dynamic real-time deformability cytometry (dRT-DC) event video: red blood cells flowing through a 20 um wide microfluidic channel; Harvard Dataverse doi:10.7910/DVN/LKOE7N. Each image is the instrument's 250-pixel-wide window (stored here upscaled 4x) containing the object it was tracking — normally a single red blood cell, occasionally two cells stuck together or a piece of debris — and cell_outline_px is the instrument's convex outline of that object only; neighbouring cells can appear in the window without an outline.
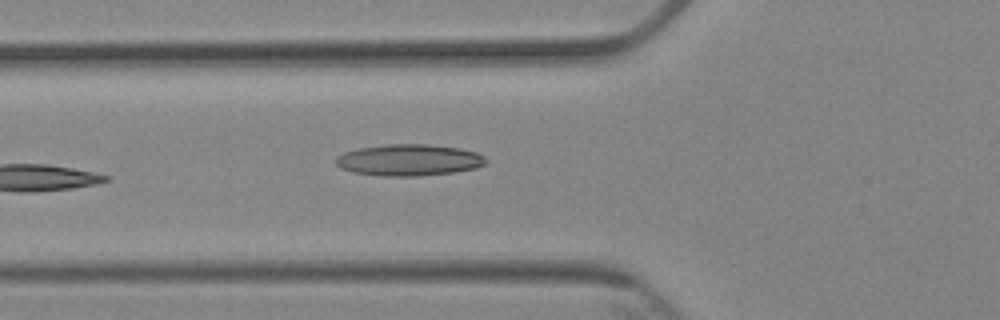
{"species": "Egyptian fruit bat (a non-hibernating species)", "species_latin": "Rousettus aegyptiacus", "temperature_condition": "cold", "stored_images_in_passage": 6, "camera_frame_rate_fps": 3000, "um_per_image_px": 0.085, "animal": {"sex": "female"}, "frame": {"image": 1, "passage_image": 6, "time_ms": 7.0, "image_size_px": [1000, 320], "cell_outline_px": [[488, 160], [484, 164], [476, 168], [456, 172], [416, 176], [384, 176], [352, 172], [340, 168], [336, 164], [336, 156], [344, 152], [356, 148], [384, 144], [428, 144], [460, 148], [476, 152], [484, 156]], "centroid_in_image_um": [34.75, 13.6], "position_along_channel_um": 91.1, "area_um2": 27.8}}